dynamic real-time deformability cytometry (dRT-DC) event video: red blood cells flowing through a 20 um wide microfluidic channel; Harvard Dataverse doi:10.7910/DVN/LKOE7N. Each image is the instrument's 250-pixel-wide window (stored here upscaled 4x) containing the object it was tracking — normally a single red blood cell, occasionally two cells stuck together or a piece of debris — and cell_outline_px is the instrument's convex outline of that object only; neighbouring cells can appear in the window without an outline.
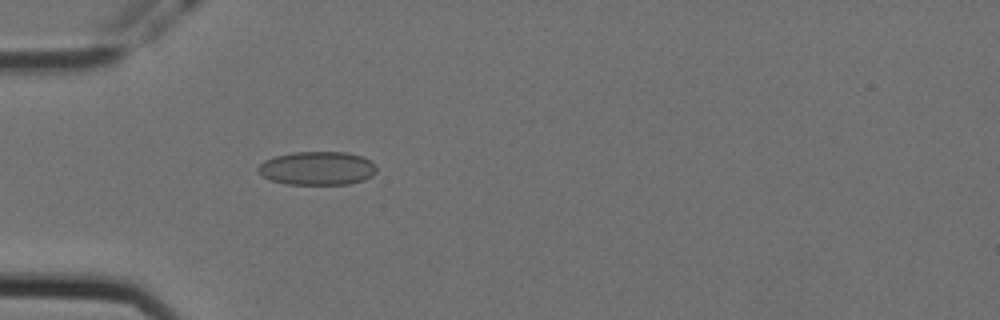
{"species": "Egyptian fruit bat (a non-hibernating species)", "species_latin": "Rousettus aegyptiacus", "temperature_condition": "cold", "stored_images_in_passage": 15, "camera_frame_rate_fps": 3000, "um_per_image_px": 0.085, "animal": {"sex": "female"}, "frame": {"image": 1, "passage_image": 1, "time_ms": 0.0, "image_size_px": [1000, 320], "cell_outline_px": [[376, 172], [372, 176], [364, 180], [348, 184], [288, 184], [272, 180], [264, 176], [256, 168], [264, 160], [276, 156], [292, 152], [348, 152], [360, 156], [368, 160], [376, 168]], "centroid_in_image_um": [26.97, 14.3], "position_along_channel_um": 58.0, "area_um2": 22.95}}
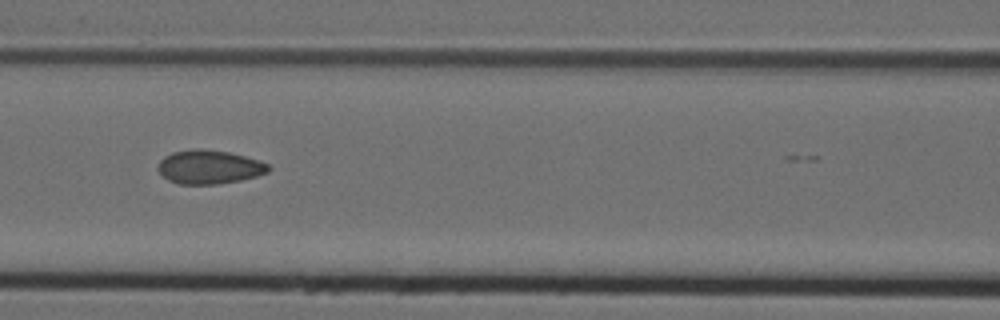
{"frame": {"image": 2, "passage_image": 9, "time_ms": 2.667, "image_size_px": [1000, 320], "cell_outline_px": [[272, 168], [268, 172], [256, 176], [240, 180], [216, 184], [180, 184], [168, 180], [156, 168], [160, 160], [164, 156], [172, 152], [196, 148], [200, 148], [228, 152], [260, 160], [268, 164]], "centroid_in_image_um": [17.78, 14.19], "position_along_channel_um": 148.8, "area_um2": 21.79}}
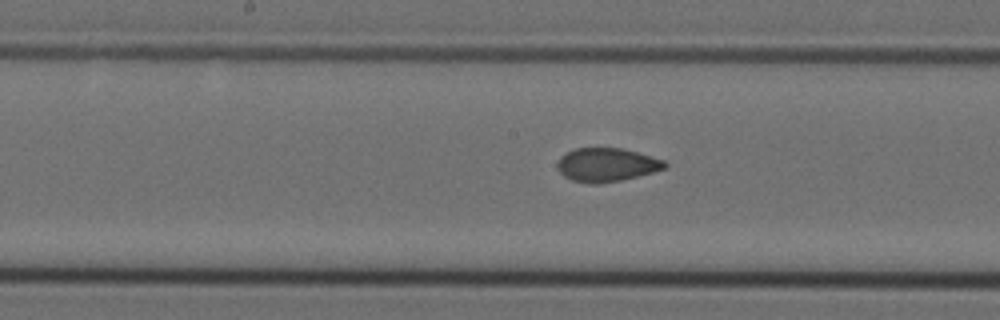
{"frame": {"image": 3, "passage_image": 13, "time_ms": 4.0, "image_size_px": [1000, 320], "cell_outline_px": [[668, 164], [664, 168], [652, 172], [620, 180], [600, 184], [588, 184], [572, 180], [564, 176], [556, 168], [556, 164], [560, 156], [576, 148], [620, 148], [636, 152], [664, 160]], "centroid_in_image_um": [51.51, 14.01], "position_along_channel_um": 196.7, "area_um2": 20.92}}